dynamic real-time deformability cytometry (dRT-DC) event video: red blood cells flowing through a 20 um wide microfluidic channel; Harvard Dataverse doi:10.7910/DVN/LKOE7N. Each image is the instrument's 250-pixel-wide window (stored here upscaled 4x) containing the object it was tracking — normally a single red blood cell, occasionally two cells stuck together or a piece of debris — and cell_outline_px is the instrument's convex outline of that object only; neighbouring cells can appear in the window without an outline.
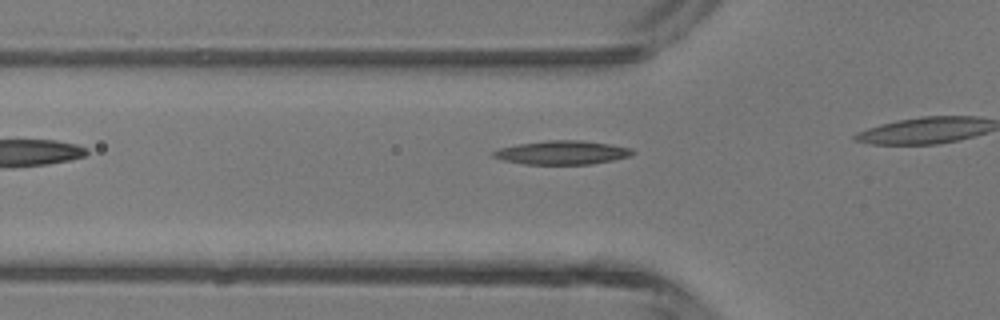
{"species": "common noctule bat (a hibernating species)", "species_latin": "Nyctalus noctula", "temperature_condition": "room temperature", "stored_images_in_passage": 4, "camera_frame_rate_fps": 3000, "um_per_image_px": 0.085, "animal": {"sex": "male", "body_mass_g": 13.3}, "frame": {"image": 1, "passage_image": 3, "time_ms": 0.667, "image_size_px": [1000, 320], "cell_outline_px": [[636, 152], [632, 156], [592, 164], [524, 164], [504, 160], [492, 156], [492, 152], [500, 148], [516, 144], [548, 140], [580, 140], [608, 144], [632, 148]], "centroid_in_image_um": [47.8, 12.96], "position_along_channel_um": 78.0, "area_um2": 19.25}}